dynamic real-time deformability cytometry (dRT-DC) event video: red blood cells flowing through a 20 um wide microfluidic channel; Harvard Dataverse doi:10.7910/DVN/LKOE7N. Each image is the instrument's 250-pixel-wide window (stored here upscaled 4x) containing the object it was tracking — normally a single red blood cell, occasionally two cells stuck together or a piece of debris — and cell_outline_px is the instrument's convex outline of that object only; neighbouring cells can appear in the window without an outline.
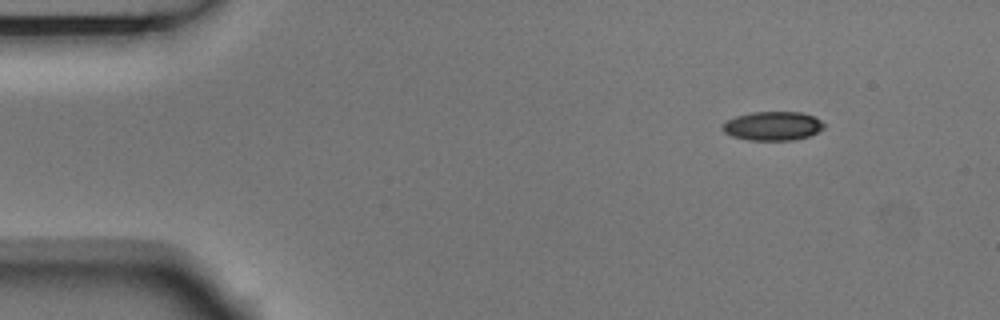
{"species": "Egyptian fruit bat (a non-hibernating species)", "species_latin": "Rousettus aegyptiacus", "temperature_condition": "room temperature", "stored_images_in_passage": 4, "camera_frame_rate_fps": 3000, "um_per_image_px": 0.085, "animal": {"sex": "male"}, "frame": {"image": 1, "passage_image": 1, "time_ms": 0.0, "image_size_px": [1000, 320], "cell_outline_px": [[824, 128], [808, 136], [796, 140], [748, 140], [732, 136], [724, 132], [720, 128], [720, 124], [736, 116], [752, 112], [804, 112], [820, 120], [824, 124]], "centroid_in_image_um": [65.65, 10.71], "position_along_channel_um": 19.4, "area_um2": 17.17}}